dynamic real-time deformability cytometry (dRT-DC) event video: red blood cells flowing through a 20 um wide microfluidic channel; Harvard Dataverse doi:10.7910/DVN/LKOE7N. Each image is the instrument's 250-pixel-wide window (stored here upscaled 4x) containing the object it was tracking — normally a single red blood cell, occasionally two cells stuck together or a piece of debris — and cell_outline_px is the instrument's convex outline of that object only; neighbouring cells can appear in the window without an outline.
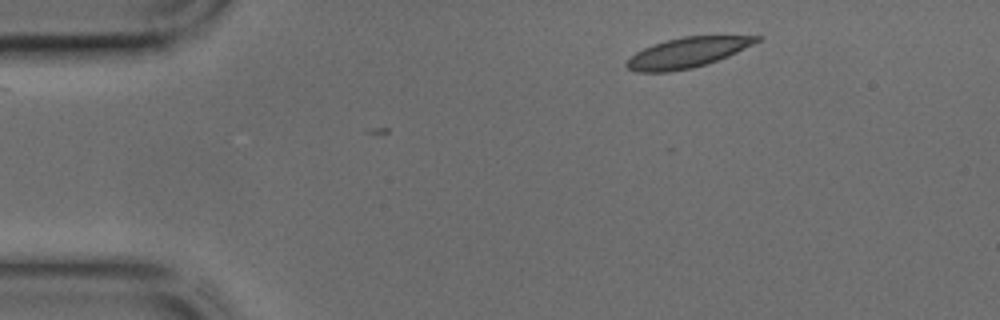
{"species": "common noctule bat (a hibernating species)", "species_latin": "Nyctalus noctula", "temperature_condition": "cold", "stored_images_in_passage": 2, "camera_frame_rate_fps": 3000, "um_per_image_px": 0.085, "animal": {"sex": "male", "body_mass_g": 17.9, "forearm_length_mm": 54.2}, "frame": {"image": 1, "passage_image": 2, "time_ms": 0.333, "image_size_px": [1000, 320], "cell_outline_px": [[764, 36], [760, 40], [728, 56], [692, 68], [668, 72], [636, 72], [628, 68], [624, 64], [636, 52], [652, 44], [684, 36]], "centroid_in_image_um": [58.38, 4.47], "position_along_channel_um": 26.6, "area_um2": 22.43}}